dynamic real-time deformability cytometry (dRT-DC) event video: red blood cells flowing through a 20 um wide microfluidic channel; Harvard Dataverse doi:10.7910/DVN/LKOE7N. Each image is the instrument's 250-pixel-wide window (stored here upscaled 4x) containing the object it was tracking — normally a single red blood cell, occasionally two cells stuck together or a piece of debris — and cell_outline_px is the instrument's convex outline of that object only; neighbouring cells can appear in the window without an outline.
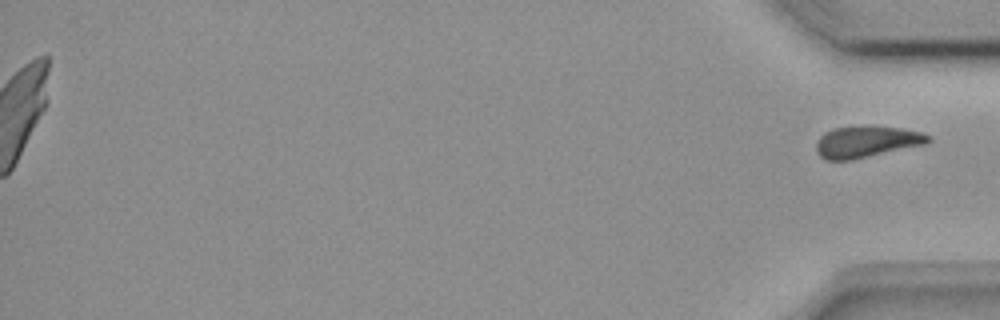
{"species": "common noctule bat (a hibernating species)", "species_latin": "Nyctalus noctula", "temperature_condition": "room temperature", "stored_images_in_passage": 38, "segment_of_instrument_passage": [2, 2], "camera_frame_rate_fps": 3000, "um_per_image_px": 0.085, "animal": {"sex": "female", "body_mass_g": 18.4}, "frame": {"image": 1, "passage_image": 38, "time_ms": 12.333, "image_size_px": [1000, 320], "cell_outline_px": [[932, 140], [924, 144], [852, 160], [824, 160], [816, 152], [816, 140], [824, 132], [832, 128], [864, 124], [868, 124], [900, 128], [920, 132], [928, 136]], "centroid_in_image_um": [73.58, 12.02], "position_along_channel_um": 361.6, "area_um2": 20.92}}